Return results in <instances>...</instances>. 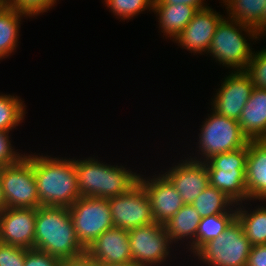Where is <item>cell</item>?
Returning <instances> with one entry per match:
<instances>
[{"label": "cell", "mask_w": 266, "mask_h": 266, "mask_svg": "<svg viewBox=\"0 0 266 266\" xmlns=\"http://www.w3.org/2000/svg\"><path fill=\"white\" fill-rule=\"evenodd\" d=\"M201 219L199 213L191 204H185L164 225L170 243L178 242L184 238L191 239L192 243L189 241V246H191L189 249L194 255L196 253V232Z\"/></svg>", "instance_id": "ffe728a7"}, {"label": "cell", "mask_w": 266, "mask_h": 266, "mask_svg": "<svg viewBox=\"0 0 266 266\" xmlns=\"http://www.w3.org/2000/svg\"><path fill=\"white\" fill-rule=\"evenodd\" d=\"M152 8L159 17V28L170 39H175L198 12L195 7L184 4L153 5Z\"/></svg>", "instance_id": "44dd1931"}, {"label": "cell", "mask_w": 266, "mask_h": 266, "mask_svg": "<svg viewBox=\"0 0 266 266\" xmlns=\"http://www.w3.org/2000/svg\"><path fill=\"white\" fill-rule=\"evenodd\" d=\"M226 5L229 19L248 25L261 37V16L266 6L265 0H222Z\"/></svg>", "instance_id": "603a6c76"}, {"label": "cell", "mask_w": 266, "mask_h": 266, "mask_svg": "<svg viewBox=\"0 0 266 266\" xmlns=\"http://www.w3.org/2000/svg\"><path fill=\"white\" fill-rule=\"evenodd\" d=\"M246 266H266V244L252 246Z\"/></svg>", "instance_id": "836d02e7"}, {"label": "cell", "mask_w": 266, "mask_h": 266, "mask_svg": "<svg viewBox=\"0 0 266 266\" xmlns=\"http://www.w3.org/2000/svg\"><path fill=\"white\" fill-rule=\"evenodd\" d=\"M236 218L241 223L245 236L254 245L266 244V207L258 206L248 213L241 206L236 207Z\"/></svg>", "instance_id": "cb8c5ba5"}, {"label": "cell", "mask_w": 266, "mask_h": 266, "mask_svg": "<svg viewBox=\"0 0 266 266\" xmlns=\"http://www.w3.org/2000/svg\"><path fill=\"white\" fill-rule=\"evenodd\" d=\"M7 5V0H0V10Z\"/></svg>", "instance_id": "ab89813d"}, {"label": "cell", "mask_w": 266, "mask_h": 266, "mask_svg": "<svg viewBox=\"0 0 266 266\" xmlns=\"http://www.w3.org/2000/svg\"><path fill=\"white\" fill-rule=\"evenodd\" d=\"M265 34H266V29L261 33V35L264 37L266 36Z\"/></svg>", "instance_id": "b9f144b4"}, {"label": "cell", "mask_w": 266, "mask_h": 266, "mask_svg": "<svg viewBox=\"0 0 266 266\" xmlns=\"http://www.w3.org/2000/svg\"><path fill=\"white\" fill-rule=\"evenodd\" d=\"M34 248L58 259L85 253L77 239L68 208L40 206L36 208Z\"/></svg>", "instance_id": "7a4b0ae2"}, {"label": "cell", "mask_w": 266, "mask_h": 266, "mask_svg": "<svg viewBox=\"0 0 266 266\" xmlns=\"http://www.w3.org/2000/svg\"><path fill=\"white\" fill-rule=\"evenodd\" d=\"M224 17L210 7L199 10L173 39L192 53L208 52L217 26Z\"/></svg>", "instance_id": "9a60e30c"}, {"label": "cell", "mask_w": 266, "mask_h": 266, "mask_svg": "<svg viewBox=\"0 0 266 266\" xmlns=\"http://www.w3.org/2000/svg\"><path fill=\"white\" fill-rule=\"evenodd\" d=\"M36 208H5L0 213V242L34 248Z\"/></svg>", "instance_id": "4fadbf2b"}, {"label": "cell", "mask_w": 266, "mask_h": 266, "mask_svg": "<svg viewBox=\"0 0 266 266\" xmlns=\"http://www.w3.org/2000/svg\"><path fill=\"white\" fill-rule=\"evenodd\" d=\"M108 8L121 20L130 19L145 9L152 10L154 0H104ZM149 7V8H148Z\"/></svg>", "instance_id": "83f0119b"}, {"label": "cell", "mask_w": 266, "mask_h": 266, "mask_svg": "<svg viewBox=\"0 0 266 266\" xmlns=\"http://www.w3.org/2000/svg\"><path fill=\"white\" fill-rule=\"evenodd\" d=\"M85 252L98 263H133L128 230L112 227L97 237Z\"/></svg>", "instance_id": "e0dca14e"}, {"label": "cell", "mask_w": 266, "mask_h": 266, "mask_svg": "<svg viewBox=\"0 0 266 266\" xmlns=\"http://www.w3.org/2000/svg\"><path fill=\"white\" fill-rule=\"evenodd\" d=\"M253 89L254 85L249 75L245 71L234 70L222 82L212 101L211 110L238 121Z\"/></svg>", "instance_id": "7c38bea8"}, {"label": "cell", "mask_w": 266, "mask_h": 266, "mask_svg": "<svg viewBox=\"0 0 266 266\" xmlns=\"http://www.w3.org/2000/svg\"><path fill=\"white\" fill-rule=\"evenodd\" d=\"M24 266H61V260L37 249H26Z\"/></svg>", "instance_id": "d6a6232c"}, {"label": "cell", "mask_w": 266, "mask_h": 266, "mask_svg": "<svg viewBox=\"0 0 266 266\" xmlns=\"http://www.w3.org/2000/svg\"><path fill=\"white\" fill-rule=\"evenodd\" d=\"M130 251L136 266H158L169 257L170 241L163 224L152 223L128 230Z\"/></svg>", "instance_id": "30bf717a"}, {"label": "cell", "mask_w": 266, "mask_h": 266, "mask_svg": "<svg viewBox=\"0 0 266 266\" xmlns=\"http://www.w3.org/2000/svg\"><path fill=\"white\" fill-rule=\"evenodd\" d=\"M242 31L254 40L260 38L254 28L236 20L223 18L217 26L207 53L219 64L223 63L222 65L235 71H245L254 52Z\"/></svg>", "instance_id": "277c9868"}, {"label": "cell", "mask_w": 266, "mask_h": 266, "mask_svg": "<svg viewBox=\"0 0 266 266\" xmlns=\"http://www.w3.org/2000/svg\"><path fill=\"white\" fill-rule=\"evenodd\" d=\"M99 266H136V265L133 263H120V264L99 263Z\"/></svg>", "instance_id": "f35d334b"}, {"label": "cell", "mask_w": 266, "mask_h": 266, "mask_svg": "<svg viewBox=\"0 0 266 266\" xmlns=\"http://www.w3.org/2000/svg\"><path fill=\"white\" fill-rule=\"evenodd\" d=\"M5 201L2 194V186H1V180H0V213L5 209Z\"/></svg>", "instance_id": "74e56055"}, {"label": "cell", "mask_w": 266, "mask_h": 266, "mask_svg": "<svg viewBox=\"0 0 266 266\" xmlns=\"http://www.w3.org/2000/svg\"><path fill=\"white\" fill-rule=\"evenodd\" d=\"M175 166V167H174ZM171 167L164 175L174 185L185 204H192L200 193L209 186V174L205 162L184 160Z\"/></svg>", "instance_id": "2e32d148"}, {"label": "cell", "mask_w": 266, "mask_h": 266, "mask_svg": "<svg viewBox=\"0 0 266 266\" xmlns=\"http://www.w3.org/2000/svg\"><path fill=\"white\" fill-rule=\"evenodd\" d=\"M143 178L139 176V183L149 197L154 221L165 225L185 203L174 185L164 174H159L151 180Z\"/></svg>", "instance_id": "5bb4252c"}, {"label": "cell", "mask_w": 266, "mask_h": 266, "mask_svg": "<svg viewBox=\"0 0 266 266\" xmlns=\"http://www.w3.org/2000/svg\"><path fill=\"white\" fill-rule=\"evenodd\" d=\"M203 217L196 232V252L208 241L217 238L236 218V210Z\"/></svg>", "instance_id": "484cf974"}, {"label": "cell", "mask_w": 266, "mask_h": 266, "mask_svg": "<svg viewBox=\"0 0 266 266\" xmlns=\"http://www.w3.org/2000/svg\"><path fill=\"white\" fill-rule=\"evenodd\" d=\"M30 17L16 8L6 5L0 10V59L16 50L22 17Z\"/></svg>", "instance_id": "7402d4cb"}, {"label": "cell", "mask_w": 266, "mask_h": 266, "mask_svg": "<svg viewBox=\"0 0 266 266\" xmlns=\"http://www.w3.org/2000/svg\"><path fill=\"white\" fill-rule=\"evenodd\" d=\"M245 72L251 78L254 88L266 89V48L253 53Z\"/></svg>", "instance_id": "f1b7e54d"}, {"label": "cell", "mask_w": 266, "mask_h": 266, "mask_svg": "<svg viewBox=\"0 0 266 266\" xmlns=\"http://www.w3.org/2000/svg\"><path fill=\"white\" fill-rule=\"evenodd\" d=\"M184 4L195 7L198 11L208 8L204 0H154L153 5H177Z\"/></svg>", "instance_id": "d590c367"}, {"label": "cell", "mask_w": 266, "mask_h": 266, "mask_svg": "<svg viewBox=\"0 0 266 266\" xmlns=\"http://www.w3.org/2000/svg\"><path fill=\"white\" fill-rule=\"evenodd\" d=\"M7 4L30 17H35L54 6V0H7Z\"/></svg>", "instance_id": "f546056e"}, {"label": "cell", "mask_w": 266, "mask_h": 266, "mask_svg": "<svg viewBox=\"0 0 266 266\" xmlns=\"http://www.w3.org/2000/svg\"><path fill=\"white\" fill-rule=\"evenodd\" d=\"M266 2V0H265ZM266 29V6L261 16V33Z\"/></svg>", "instance_id": "8d00e7d4"}, {"label": "cell", "mask_w": 266, "mask_h": 266, "mask_svg": "<svg viewBox=\"0 0 266 266\" xmlns=\"http://www.w3.org/2000/svg\"><path fill=\"white\" fill-rule=\"evenodd\" d=\"M238 123L249 140H260L266 133V89H253Z\"/></svg>", "instance_id": "d6986e66"}, {"label": "cell", "mask_w": 266, "mask_h": 266, "mask_svg": "<svg viewBox=\"0 0 266 266\" xmlns=\"http://www.w3.org/2000/svg\"><path fill=\"white\" fill-rule=\"evenodd\" d=\"M68 209L77 239L85 249L103 232L114 227L108 199L81 196Z\"/></svg>", "instance_id": "9c48e42d"}, {"label": "cell", "mask_w": 266, "mask_h": 266, "mask_svg": "<svg viewBox=\"0 0 266 266\" xmlns=\"http://www.w3.org/2000/svg\"><path fill=\"white\" fill-rule=\"evenodd\" d=\"M201 134L199 133V152L201 158H191L201 162H206L212 156L237 150L244 147L249 139L243 134L237 120L222 116L215 111L206 118L201 125Z\"/></svg>", "instance_id": "ba28073f"}, {"label": "cell", "mask_w": 266, "mask_h": 266, "mask_svg": "<svg viewBox=\"0 0 266 266\" xmlns=\"http://www.w3.org/2000/svg\"><path fill=\"white\" fill-rule=\"evenodd\" d=\"M246 188L249 200L266 199V146L249 140L246 157Z\"/></svg>", "instance_id": "ac0fdd59"}, {"label": "cell", "mask_w": 266, "mask_h": 266, "mask_svg": "<svg viewBox=\"0 0 266 266\" xmlns=\"http://www.w3.org/2000/svg\"><path fill=\"white\" fill-rule=\"evenodd\" d=\"M2 194L6 208H39L33 155H25L12 165L0 167Z\"/></svg>", "instance_id": "52a82bcc"}, {"label": "cell", "mask_w": 266, "mask_h": 266, "mask_svg": "<svg viewBox=\"0 0 266 266\" xmlns=\"http://www.w3.org/2000/svg\"><path fill=\"white\" fill-rule=\"evenodd\" d=\"M114 227L131 230L154 223L149 197L138 183L130 191L108 199Z\"/></svg>", "instance_id": "8fae6325"}, {"label": "cell", "mask_w": 266, "mask_h": 266, "mask_svg": "<svg viewBox=\"0 0 266 266\" xmlns=\"http://www.w3.org/2000/svg\"><path fill=\"white\" fill-rule=\"evenodd\" d=\"M24 102L18 96L0 94V131L10 132L25 116Z\"/></svg>", "instance_id": "4316f807"}, {"label": "cell", "mask_w": 266, "mask_h": 266, "mask_svg": "<svg viewBox=\"0 0 266 266\" xmlns=\"http://www.w3.org/2000/svg\"><path fill=\"white\" fill-rule=\"evenodd\" d=\"M9 132L0 131V167L12 165L20 161L25 154L15 152L9 140Z\"/></svg>", "instance_id": "1f68e13d"}, {"label": "cell", "mask_w": 266, "mask_h": 266, "mask_svg": "<svg viewBox=\"0 0 266 266\" xmlns=\"http://www.w3.org/2000/svg\"><path fill=\"white\" fill-rule=\"evenodd\" d=\"M236 203L215 187H206L191 204L200 217L227 213ZM231 206V207H230Z\"/></svg>", "instance_id": "d4e9b609"}, {"label": "cell", "mask_w": 266, "mask_h": 266, "mask_svg": "<svg viewBox=\"0 0 266 266\" xmlns=\"http://www.w3.org/2000/svg\"><path fill=\"white\" fill-rule=\"evenodd\" d=\"M25 248L0 242V266H24Z\"/></svg>", "instance_id": "4dcf8cb0"}, {"label": "cell", "mask_w": 266, "mask_h": 266, "mask_svg": "<svg viewBox=\"0 0 266 266\" xmlns=\"http://www.w3.org/2000/svg\"><path fill=\"white\" fill-rule=\"evenodd\" d=\"M33 155V172L41 206L69 208L81 196L75 159Z\"/></svg>", "instance_id": "6da1fadb"}, {"label": "cell", "mask_w": 266, "mask_h": 266, "mask_svg": "<svg viewBox=\"0 0 266 266\" xmlns=\"http://www.w3.org/2000/svg\"><path fill=\"white\" fill-rule=\"evenodd\" d=\"M80 196L109 199L130 191L139 183V174L122 165L111 166L93 158L76 160Z\"/></svg>", "instance_id": "3957f363"}, {"label": "cell", "mask_w": 266, "mask_h": 266, "mask_svg": "<svg viewBox=\"0 0 266 266\" xmlns=\"http://www.w3.org/2000/svg\"><path fill=\"white\" fill-rule=\"evenodd\" d=\"M247 153L248 143L237 150L214 155L205 162L209 185L241 206L242 201L249 200L246 188Z\"/></svg>", "instance_id": "5b68a950"}, {"label": "cell", "mask_w": 266, "mask_h": 266, "mask_svg": "<svg viewBox=\"0 0 266 266\" xmlns=\"http://www.w3.org/2000/svg\"><path fill=\"white\" fill-rule=\"evenodd\" d=\"M61 266H99V263L85 252L76 257L62 259Z\"/></svg>", "instance_id": "e575fe53"}, {"label": "cell", "mask_w": 266, "mask_h": 266, "mask_svg": "<svg viewBox=\"0 0 266 266\" xmlns=\"http://www.w3.org/2000/svg\"><path fill=\"white\" fill-rule=\"evenodd\" d=\"M266 146V133L260 138V140Z\"/></svg>", "instance_id": "60d3db41"}, {"label": "cell", "mask_w": 266, "mask_h": 266, "mask_svg": "<svg viewBox=\"0 0 266 266\" xmlns=\"http://www.w3.org/2000/svg\"><path fill=\"white\" fill-rule=\"evenodd\" d=\"M252 244L235 218L226 230L205 243L195 254L208 266H246Z\"/></svg>", "instance_id": "8992f818"}]
</instances>
